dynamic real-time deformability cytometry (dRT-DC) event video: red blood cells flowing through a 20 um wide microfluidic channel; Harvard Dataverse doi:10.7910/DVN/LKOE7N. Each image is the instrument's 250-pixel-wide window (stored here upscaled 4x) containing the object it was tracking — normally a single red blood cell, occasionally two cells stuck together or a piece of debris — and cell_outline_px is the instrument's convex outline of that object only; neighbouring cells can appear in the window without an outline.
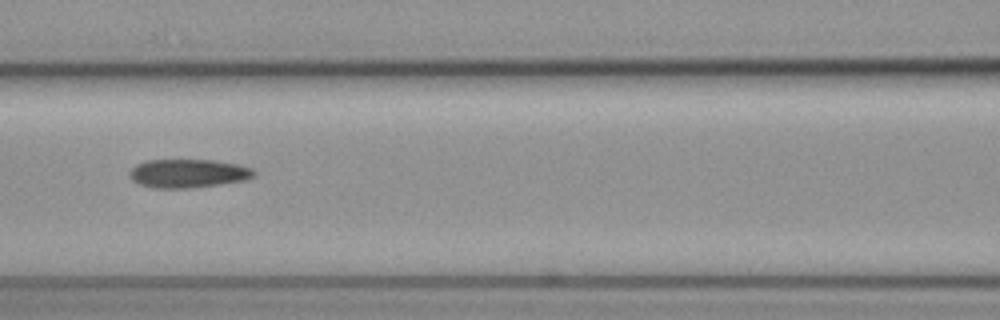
{"species": "common noctule bat (a hibernating species)", "species_latin": "Nyctalus noctula", "temperature_condition": "cold", "stored_images_in_passage": 7, "camera_frame_rate_fps": 3000, "um_per_image_px": 0.085, "animal": {"sex": "female", "body_mass_g": 19.3, "forearm_length_mm": 54.1}, "frame": {"image": 1, "passage_image": 7, "time_ms": 2.0, "image_size_px": [1000, 320], "cell_outline_px": [[256, 176], [244, 180], [216, 184], [184, 188], [152, 188], [140, 184], [132, 180], [128, 176], [128, 172], [136, 164], [148, 160], [216, 160], [240, 164], [252, 168], [256, 172]], "centroid_in_image_um": [15.98, 14.72], "position_along_channel_um": 150.6, "area_um2": 20.75}}